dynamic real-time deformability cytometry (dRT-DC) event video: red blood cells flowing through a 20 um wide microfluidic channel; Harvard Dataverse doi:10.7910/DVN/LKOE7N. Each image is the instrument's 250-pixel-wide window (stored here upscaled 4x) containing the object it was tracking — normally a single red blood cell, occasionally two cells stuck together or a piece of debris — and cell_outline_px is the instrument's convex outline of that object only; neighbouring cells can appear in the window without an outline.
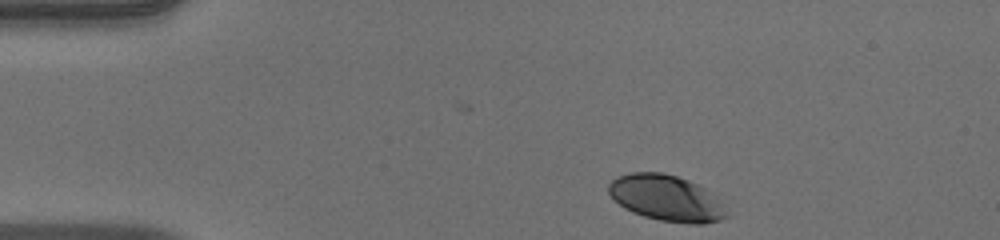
{"species": "human", "species_latin": "Homo sapiens", "temperature_condition": "warm", "stored_images_in_passage": 37, "camera_frame_rate_fps": 3000, "um_per_image_px": 0.085, "donor": {"sex": "male"}, "frame": {"image": 1, "passage_image": 1, "time_ms": 0.0, "image_size_px": [1000, 240], "cell_outline_px": [[732, 216], [720, 220], [704, 224], [692, 224], [660, 220], [644, 216], [632, 212], [624, 208], [608, 192], [608, 184], [616, 176], [628, 172], [660, 172], [676, 176], [688, 180], [704, 188], [720, 200]], "centroid_in_image_um": [56.67, 16.84], "position_along_channel_um": 28.3, "area_um2": 31.79}}
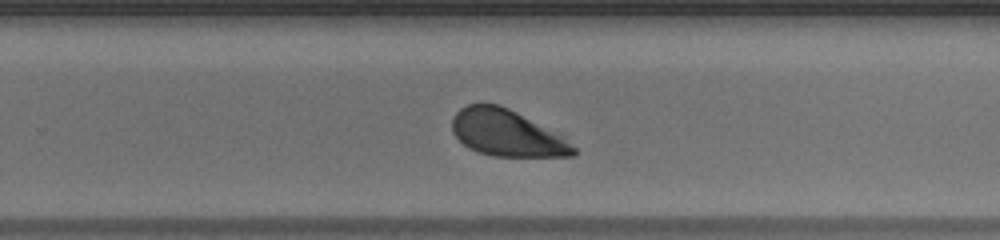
{"frame": {"image": 2, "passage_image": 26, "time_ms": 8.333, "image_size_px": [1000, 240], "cell_outline_px": [[576, 156], [492, 156], [468, 148], [452, 132], [452, 116], [460, 108], [468, 104], [500, 104], [564, 136], [576, 148]], "centroid_in_image_um": [43.08, 11.31], "position_along_channel_um": 286.7, "area_um2": 32.77}}
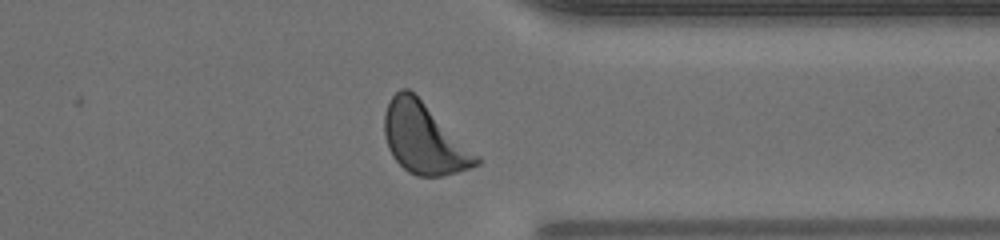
{"frame": {"image": 3, "passage_image": 33, "time_ms": 10.667, "image_size_px": [1000, 240], "cell_outline_px": [[480, 164], [444, 176], [416, 176], [408, 172], [392, 156], [388, 148], [384, 136], [384, 112], [392, 96], [400, 88], [408, 88], [480, 156]], "centroid_in_image_um": [36.02, 11.79], "position_along_channel_um": 375.4, "area_um2": 37.45}, "authors_computed_cell_mechanics": {"area_um2": 34.2754, "velocity_mm_per_s": 3.9309, "shape_relaxation_time_tau1_ms": 3.5837, "shape_relaxation_time_tau2_ms": null, "deformation_change_tau1": 0.1735, "deformation_change_tau2": null}}